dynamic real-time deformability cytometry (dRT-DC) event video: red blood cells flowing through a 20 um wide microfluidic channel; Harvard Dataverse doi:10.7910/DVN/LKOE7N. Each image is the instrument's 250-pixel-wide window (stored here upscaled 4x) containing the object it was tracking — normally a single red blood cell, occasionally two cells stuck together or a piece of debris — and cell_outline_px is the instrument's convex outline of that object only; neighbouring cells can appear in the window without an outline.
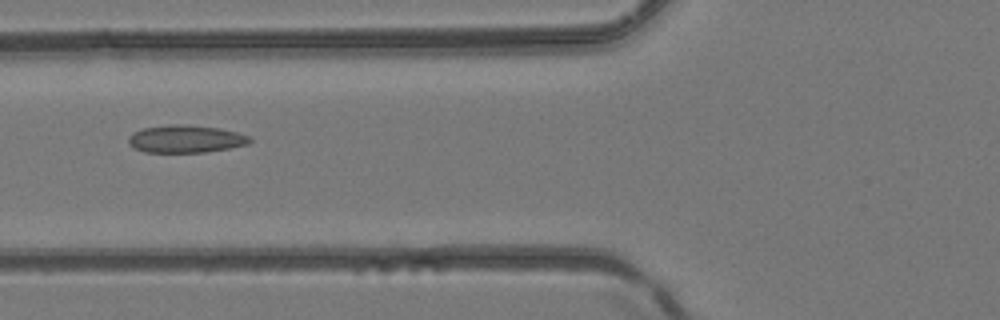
{"species": "common noctule bat (a hibernating species)", "species_latin": "Nyctalus noctula", "temperature_condition": "room temperature", "stored_images_in_passage": 8, "camera_frame_rate_fps": 3000, "um_per_image_px": 0.085, "animal": {"sex": "female", "body_mass_g": 24.6, "forearm_length_mm": 56.2}, "frame": {"image": 1, "passage_image": 8, "time_ms": 2.333, "image_size_px": [1000, 320], "cell_outline_px": [[252, 140], [248, 144], [208, 152], [144, 152], [132, 148], [128, 144], [128, 136], [132, 132], [144, 128], [168, 124], [188, 124], [220, 128], [236, 132], [248, 136]], "centroid_in_image_um": [15.73, 11.8], "position_along_channel_um": 110.1, "area_um2": 19.71}}